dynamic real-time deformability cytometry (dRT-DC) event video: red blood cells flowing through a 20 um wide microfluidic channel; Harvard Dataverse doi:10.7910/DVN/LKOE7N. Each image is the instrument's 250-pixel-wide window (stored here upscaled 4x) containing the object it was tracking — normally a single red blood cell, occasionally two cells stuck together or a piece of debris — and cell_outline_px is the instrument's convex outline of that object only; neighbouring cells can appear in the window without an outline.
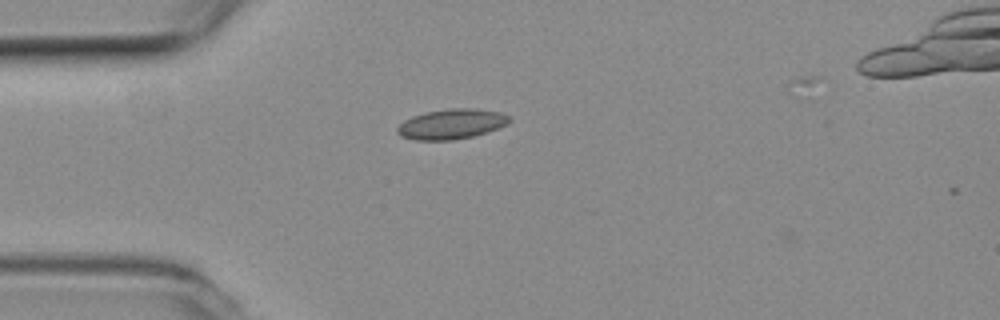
{"species": "common noctule bat (a hibernating species)", "species_latin": "Nyctalus noctula", "temperature_condition": "room temperature", "stored_images_in_passage": 7, "camera_frame_rate_fps": 3000, "um_per_image_px": 0.085, "animal": {"sex": "female", "body_mass_g": 19.3, "forearm_length_mm": 54.1}, "frame": {"image": 1, "passage_image": 1, "time_ms": 0.0, "image_size_px": [1000, 320], "cell_outline_px": [[512, 120], [508, 124], [472, 136], [452, 140], [416, 140], [400, 136], [396, 132], [396, 128], [404, 120], [412, 116], [428, 112], [448, 108], [476, 108], [500, 112], [508, 116]], "centroid_in_image_um": [38.35, 10.54], "position_along_channel_um": 46.6, "area_um2": 19.54}}
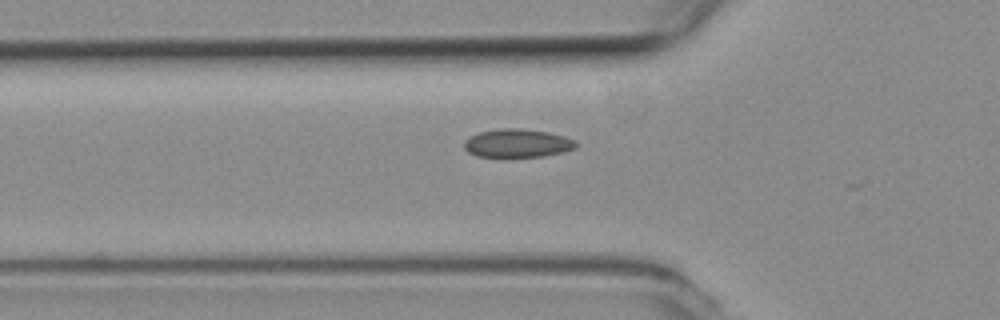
{"frame": {"image": 2, "passage_image": 5, "time_ms": 1.333, "image_size_px": [1000, 320], "cell_outline_px": [[580, 144], [576, 148], [564, 152], [544, 156], [476, 156], [468, 152], [464, 148], [464, 140], [480, 132], [500, 128], [520, 128], [548, 132], [564, 136], [576, 140]], "centroid_in_image_um": [44.03, 12.16], "position_along_channel_um": 81.8, "area_um2": 18.5}}